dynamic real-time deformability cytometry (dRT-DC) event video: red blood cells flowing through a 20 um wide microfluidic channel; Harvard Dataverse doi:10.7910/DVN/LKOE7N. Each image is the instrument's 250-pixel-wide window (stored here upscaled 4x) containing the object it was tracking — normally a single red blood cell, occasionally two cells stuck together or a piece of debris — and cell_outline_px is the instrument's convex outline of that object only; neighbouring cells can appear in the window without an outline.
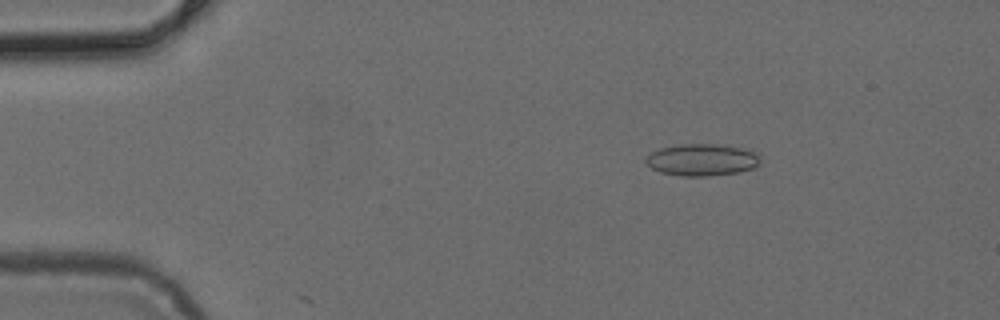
{"species": "common noctule bat (a hibernating species)", "species_latin": "Nyctalus noctula", "temperature_condition": "cold", "stored_images_in_passage": 41, "camera_frame_rate_fps": 3000, "um_per_image_px": 0.085, "animal": {"sex": "female", "body_mass_g": 24.6, "forearm_length_mm": 56.2}, "frame": {"image": 1, "passage_image": 8, "time_ms": 2.333, "image_size_px": [1000, 320], "cell_outline_px": [[760, 160], [752, 168], [740, 172], [708, 176], [680, 176], [660, 172], [652, 168], [644, 160], [652, 152], [660, 148], [680, 144], [720, 144], [760, 152]], "centroid_in_image_um": [59.68, 13.58], "position_along_channel_um": 25.3, "area_um2": 21.33}}
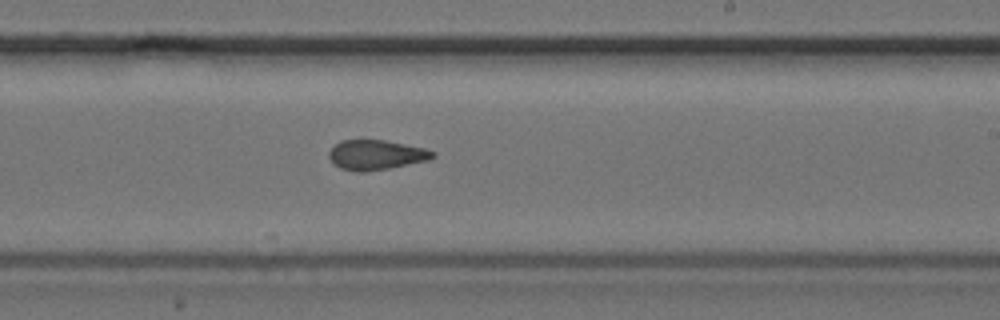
{"frame": {"image": 2, "passage_image": 30, "time_ms": 9.667, "image_size_px": [1000, 320], "cell_outline_px": [[436, 156], [432, 160], [368, 172], [356, 172], [340, 168], [328, 156], [328, 152], [340, 140], [384, 140], [424, 148], [436, 152]], "centroid_in_image_um": [32.01, 13.17], "position_along_channel_um": 257.0, "area_um2": 18.15}}
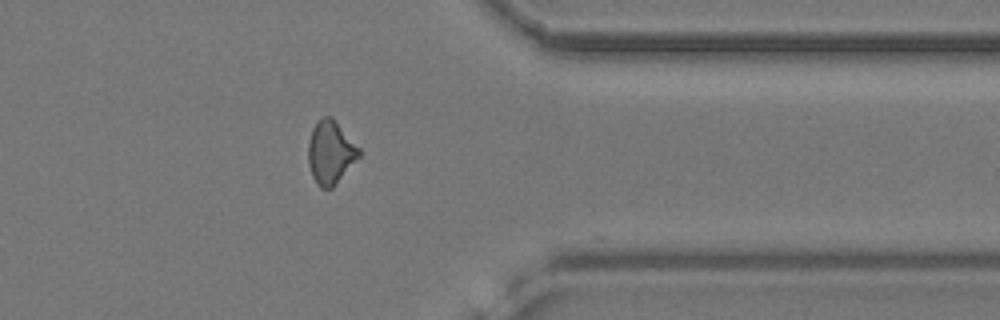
{"frame": {"image": 3, "passage_image": 40, "time_ms": 13.0, "image_size_px": [1000, 320], "cell_outline_px": [[360, 156], [336, 184], [332, 188], [320, 188], [316, 184], [312, 176], [308, 164], [308, 140], [312, 128], [316, 120], [324, 116], [332, 116], [360, 148]], "centroid_in_image_um": [28.08, 12.94], "position_along_channel_um": 383.3, "area_um2": 18.96}}